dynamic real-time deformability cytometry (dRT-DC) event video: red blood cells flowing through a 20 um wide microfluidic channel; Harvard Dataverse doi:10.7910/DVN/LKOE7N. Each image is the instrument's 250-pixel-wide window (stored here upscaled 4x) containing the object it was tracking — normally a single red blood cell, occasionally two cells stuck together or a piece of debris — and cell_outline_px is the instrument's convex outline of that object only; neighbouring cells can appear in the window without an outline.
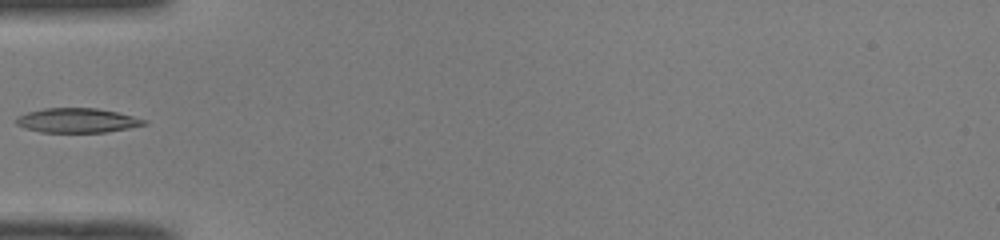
{"species": "common noctule bat (a hibernating species)", "species_latin": "Nyctalus noctula", "temperature_condition": "room temperature", "stored_images_in_passage": 34, "camera_frame_rate_fps": 3000, "um_per_image_px": 0.085, "animal": {"sex": "male", "body_mass_g": 19.0, "forearm_length_mm": 50.8}, "frame": {"image": 1, "passage_image": 1, "time_ms": 0.0, "image_size_px": [1000, 240], "cell_outline_px": [[148, 124], [128, 128], [104, 132], [40, 132], [24, 128], [16, 124], [16, 116], [28, 112], [44, 108], [96, 108], [116, 112], [148, 120]], "centroid_in_image_um": [6.54, 10.23], "position_along_channel_um": 78.5, "area_um2": 18.21}}
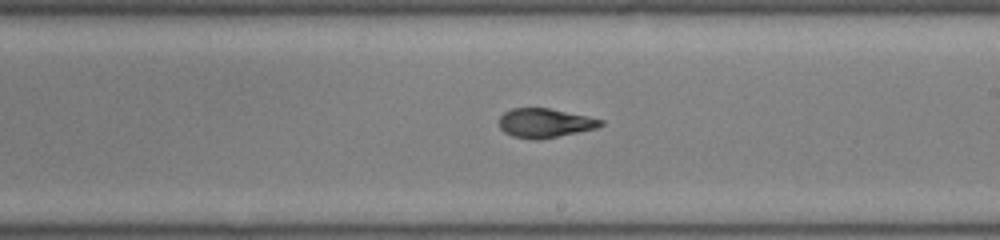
{"frame": {"image": 2, "passage_image": 13, "time_ms": 4.0, "image_size_px": [1000, 240], "cell_outline_px": [[604, 124], [596, 128], [540, 140], [532, 140], [512, 136], [504, 132], [500, 128], [500, 116], [504, 112], [512, 108], [548, 108], [604, 120]], "centroid_in_image_um": [46.29, 10.46], "position_along_channel_um": 242.7, "area_um2": 17.17}}
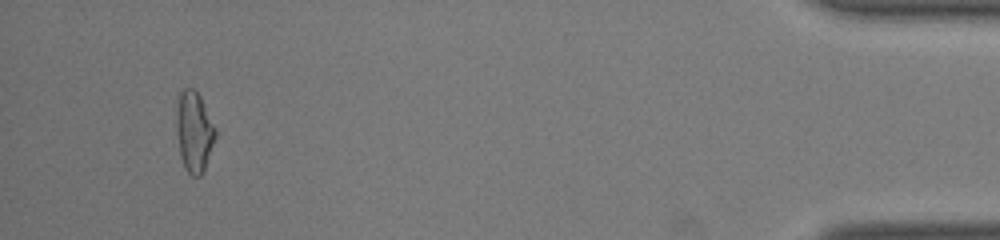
{"frame": {"image": 3, "passage_image": 31, "time_ms": 10.0, "image_size_px": [1000, 240], "cell_outline_px": [[216, 136], [204, 168], [200, 176], [192, 176], [184, 168], [180, 156], [176, 132], [176, 108], [180, 92], [184, 88], [192, 88], [200, 96], [216, 128]], "centroid_in_image_um": [16.48, 11.18], "position_along_channel_um": 418.7, "area_um2": 18.26}}